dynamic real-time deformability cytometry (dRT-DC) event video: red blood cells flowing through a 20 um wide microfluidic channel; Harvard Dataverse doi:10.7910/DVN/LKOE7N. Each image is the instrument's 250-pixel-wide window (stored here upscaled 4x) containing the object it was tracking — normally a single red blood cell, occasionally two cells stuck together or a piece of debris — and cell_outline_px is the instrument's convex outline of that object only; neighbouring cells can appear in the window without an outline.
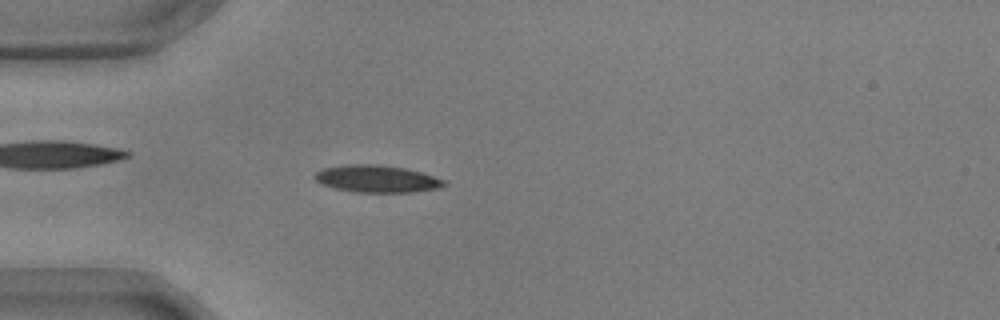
{"species": "common noctule bat (a hibernating species)", "species_latin": "Nyctalus noctula", "temperature_condition": "warm", "stored_images_in_passage": 28, "camera_frame_rate_fps": 3000, "um_per_image_px": 0.085, "animal": {"sex": "male", "body_mass_g": 17.9, "forearm_length_mm": 54.2}, "frame": {"image": 1, "passage_image": 2, "time_ms": 0.333, "image_size_px": [1000, 320], "cell_outline_px": [[448, 184], [440, 188], [412, 192], [356, 192], [332, 188], [320, 184], [312, 176], [316, 172], [324, 168], [348, 164], [376, 164], [404, 168], [420, 172], [444, 180]], "centroid_in_image_um": [32.0, 15.2], "position_along_channel_um": 53.0, "area_um2": 20.52}}
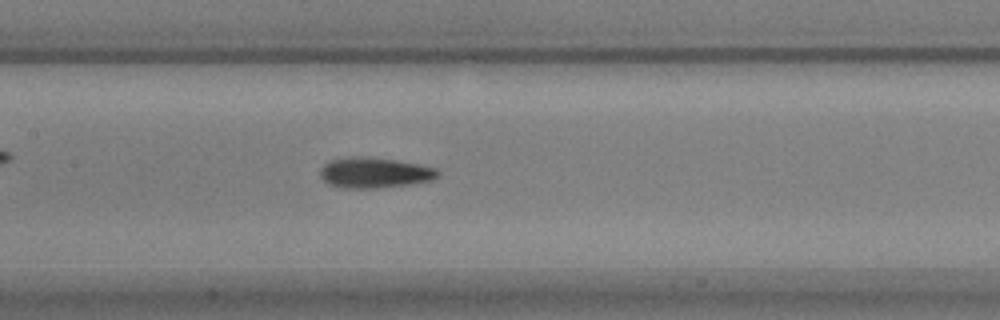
{"frame": {"image": 2, "passage_image": 13, "time_ms": 4.0, "image_size_px": [1000, 320], "cell_outline_px": [[440, 176], [432, 180], [412, 184], [376, 188], [344, 188], [328, 184], [320, 176], [320, 168], [328, 160], [348, 156], [364, 156], [396, 160], [420, 164], [436, 168], [440, 172]], "centroid_in_image_um": [31.83, 14.67], "position_along_channel_um": 175.6, "area_um2": 21.27}}
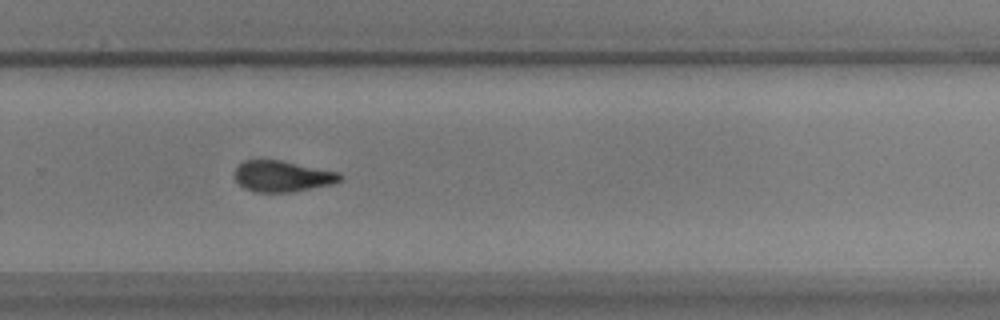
{"frame": {"image": 3, "passage_image": 24, "time_ms": 7.667, "image_size_px": [1000, 320], "cell_outline_px": [[344, 176], [340, 180], [332, 184], [292, 192], [252, 192], [244, 188], [236, 180], [232, 172], [244, 160], [280, 160], [340, 172]], "centroid_in_image_um": [23.99, 14.98], "position_along_channel_um": 305.8, "area_um2": 19.19}}